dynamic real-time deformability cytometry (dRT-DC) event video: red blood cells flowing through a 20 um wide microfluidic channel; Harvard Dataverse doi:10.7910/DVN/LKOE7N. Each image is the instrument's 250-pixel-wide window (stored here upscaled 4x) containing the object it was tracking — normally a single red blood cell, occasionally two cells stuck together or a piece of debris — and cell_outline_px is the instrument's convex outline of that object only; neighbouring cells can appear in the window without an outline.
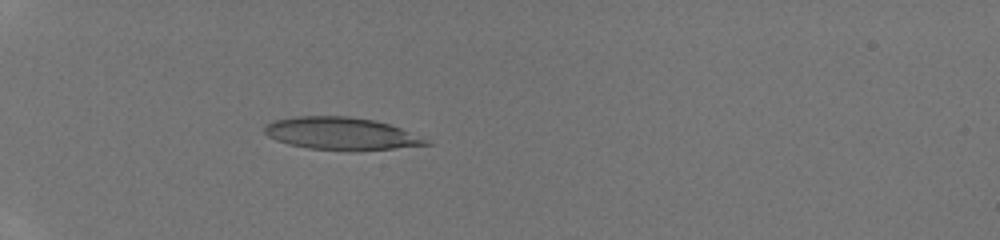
{"species": "human", "species_latin": "Homo sapiens", "temperature_condition": "room temperature", "stored_images_in_passage": 47, "camera_frame_rate_fps": 3000, "um_per_image_px": 0.085, "donor": {"sex": "male"}, "frame": {"image": 1, "passage_image": 17, "time_ms": 5.333, "image_size_px": [1000, 240], "cell_outline_px": [[432, 144], [392, 148], [308, 148], [288, 144], [276, 140], [268, 136], [264, 132], [264, 124], [272, 120], [296, 116], [348, 116], [372, 120], [388, 124], [400, 128], [428, 140]], "centroid_in_image_um": [28.89, 11.31], "position_along_channel_um": 56.1, "area_um2": 29.48}}
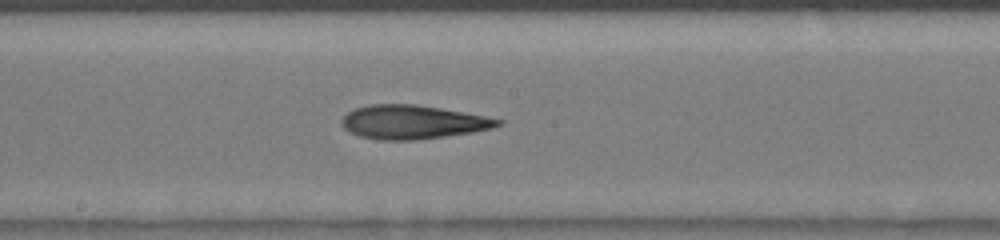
{"frame": {"image": 2, "passage_image": 29, "time_ms": 9.333, "image_size_px": [1000, 240], "cell_outline_px": [[504, 124], [492, 128], [472, 132], [416, 140], [380, 140], [360, 136], [348, 132], [340, 124], [340, 120], [348, 112], [356, 108], [372, 104], [416, 104], [440, 108], [484, 116], [504, 120]], "centroid_in_image_um": [35.06, 10.38], "position_along_channel_um": 213.1, "area_um2": 30.69}}
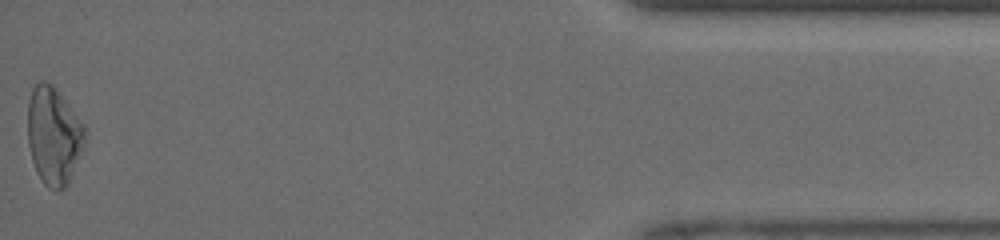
{"frame": {"image": 3, "passage_image": 47, "time_ms": 15.333, "image_size_px": [1000, 240], "cell_outline_px": [[84, 144], [68, 180], [64, 188], [56, 192], [48, 188], [44, 184], [36, 172], [32, 160], [28, 144], [28, 100], [32, 88], [40, 80], [44, 80], [52, 84], [60, 92], [84, 124]], "centroid_in_image_um": [4.53, 11.5], "position_along_channel_um": 430.7, "area_um2": 32.43}}